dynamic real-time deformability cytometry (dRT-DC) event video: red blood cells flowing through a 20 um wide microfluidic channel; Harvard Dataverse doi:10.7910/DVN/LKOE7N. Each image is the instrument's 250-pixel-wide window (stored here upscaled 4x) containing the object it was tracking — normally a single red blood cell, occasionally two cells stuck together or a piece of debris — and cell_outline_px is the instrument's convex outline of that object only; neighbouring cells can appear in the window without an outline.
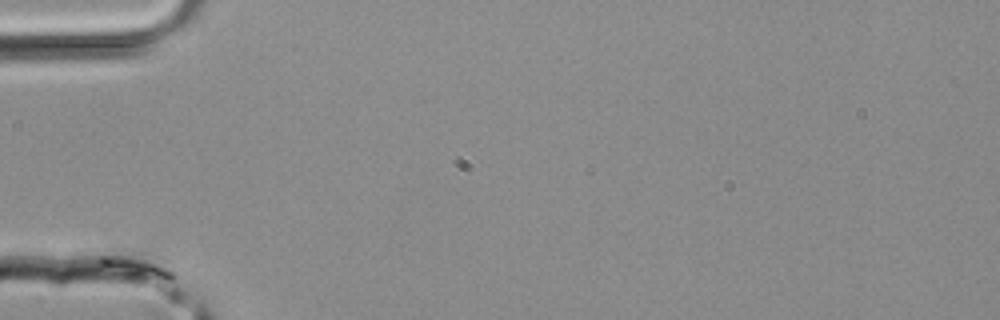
{"species": "common noctule bat (a hibernating species)", "species_latin": "Nyctalus noctula", "temperature_condition": "room temperature", "stored_images_in_passage": 9, "camera_frame_rate_fps": 3000, "um_per_image_px": 0.085, "animal": {"sex": "male", "body_mass_g": 20.4}, "frame": {"image": 1, "passage_image": 1, "time_ms": 0.0, "image_size_px": [1000, 320], "cell_outline_px": [[172, 276], [164, 276], [128, 272], [100, 264], [100, 256], [104, 244], [112, 236], [136, 240], [172, 272]], "centroid_in_image_um": [11.17, 21.91], "position_along_channel_um": 73.8, "area_um2": 12.48}}
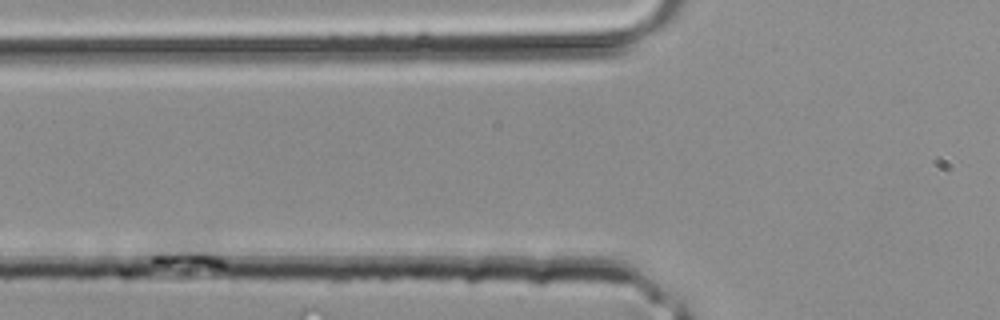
{"frame": {"image": 2, "passage_image": 3, "time_ms": 0.667, "image_size_px": [1000, 320], "cell_outline_px": [[224, 264], [220, 268], [164, 264], [152, 260], [152, 256], [164, 236], [176, 232], [208, 232], [220, 244], [224, 260]], "centroid_in_image_um": [16.13, 21.27], "position_along_channel_um": 109.7, "area_um2": 14.85}}
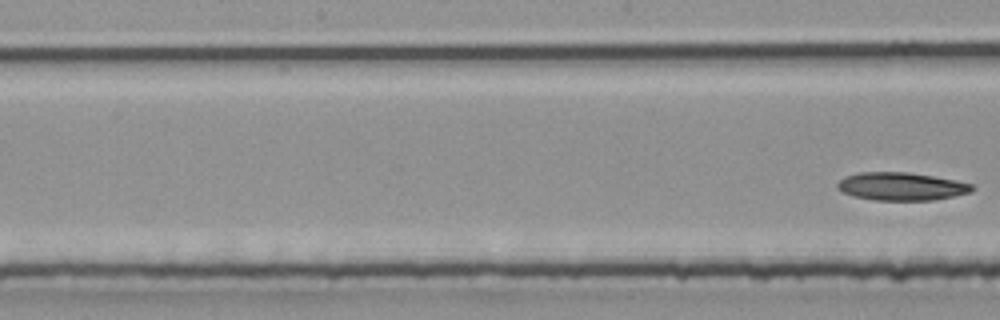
{"frame": {"image": 3, "passage_image": 9, "time_ms": 2.667, "image_size_px": [1000, 320], "cell_outline_px": [[976, 188], [972, 192], [956, 196], [932, 200], [876, 200], [852, 196], [836, 188], [836, 184], [844, 176], [860, 172], [908, 172], [956, 180], [972, 184]], "centroid_in_image_um": [76.63, 15.84], "position_along_channel_um": 171.6, "area_um2": 22.08}}